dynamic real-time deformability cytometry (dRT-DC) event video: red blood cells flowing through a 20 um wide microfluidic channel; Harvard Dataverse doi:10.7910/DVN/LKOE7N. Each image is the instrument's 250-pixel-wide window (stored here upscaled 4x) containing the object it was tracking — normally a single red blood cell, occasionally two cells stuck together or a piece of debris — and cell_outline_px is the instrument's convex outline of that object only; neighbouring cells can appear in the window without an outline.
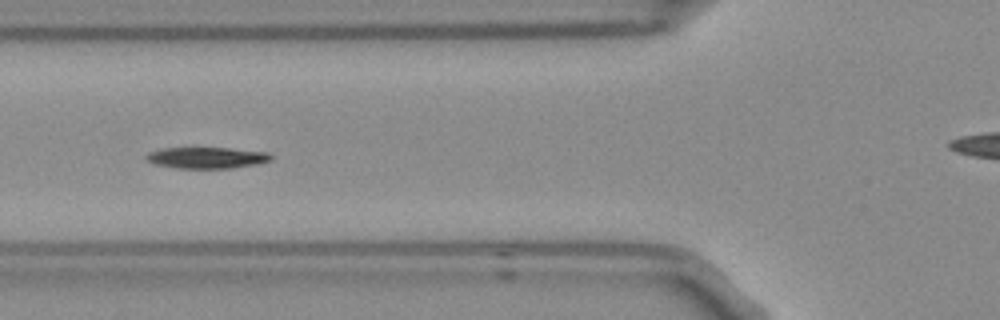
{"species": "Egyptian fruit bat (a non-hibernating species)", "species_latin": "Rousettus aegyptiacus", "temperature_condition": "room temperature", "stored_images_in_passage": 8, "camera_frame_rate_fps": 3000, "um_per_image_px": 0.085, "frame": {"image": 1, "passage_image": 5, "time_ms": 1.333, "image_size_px": [1000, 320], "cell_outline_px": [[272, 160], [256, 164], [232, 168], [176, 168], [152, 164], [144, 156], [148, 152], [164, 148], [228, 148], [268, 152], [272, 156]], "centroid_in_image_um": [17.55, 13.41], "position_along_channel_um": 108.2, "area_um2": 15.49}}